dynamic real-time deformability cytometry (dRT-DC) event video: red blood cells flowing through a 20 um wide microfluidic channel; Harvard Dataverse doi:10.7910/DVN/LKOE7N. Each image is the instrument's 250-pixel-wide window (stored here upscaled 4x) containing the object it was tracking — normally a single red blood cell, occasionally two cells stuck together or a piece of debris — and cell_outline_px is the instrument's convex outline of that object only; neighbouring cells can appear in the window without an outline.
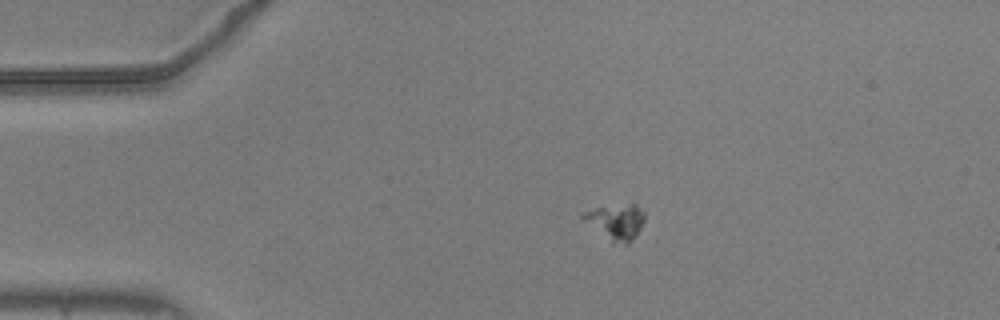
{"species": "common noctule bat (a hibernating species)", "species_latin": "Nyctalus noctula", "temperature_condition": "warm", "stored_images_in_passage": 46, "camera_frame_rate_fps": 3000, "um_per_image_px": 0.085, "animal": {"sex": "male", "body_mass_g": 20.5, "forearm_length_mm": 52.5}, "frame": {"image": 1, "passage_image": 1, "time_ms": 0.0, "image_size_px": [1000, 320], "cell_outline_px": [[644, 220], [636, 236], [628, 244], [612, 244], [580, 220], [580, 216], [584, 212], [596, 208], [632, 200], [644, 212]], "centroid_in_image_um": [52.33, 18.84], "position_along_channel_um": 32.7, "area_um2": 13.58}}
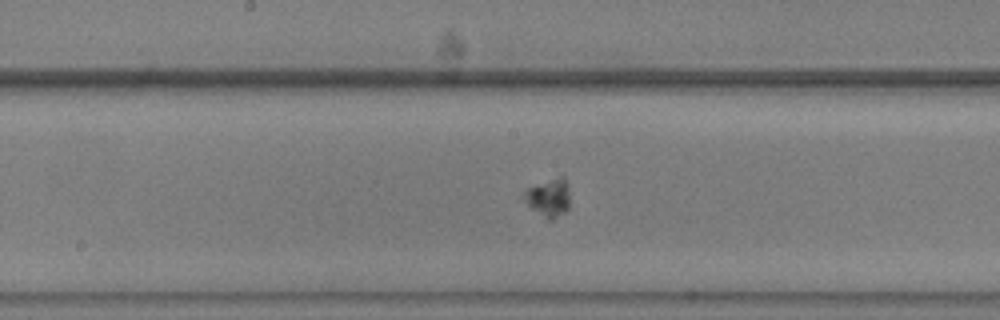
{"frame": {"image": 2, "passage_image": 19, "time_ms": 6.0, "image_size_px": [1000, 320], "cell_outline_px": [[568, 208], [564, 212], [552, 220], [548, 220], [528, 208], [520, 196], [528, 188], [560, 176], [564, 176], [568, 184]], "centroid_in_image_um": [46.58, 16.83], "position_along_channel_um": 201.6, "area_um2": 10.29}}
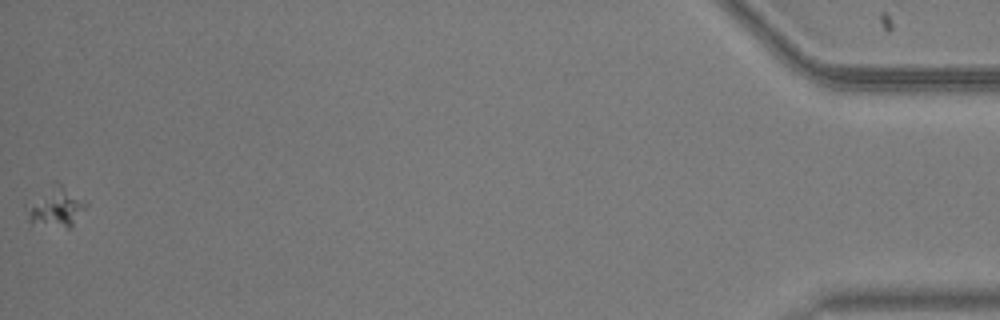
{"frame": {"image": 3, "passage_image": 46, "time_ms": 15.0, "image_size_px": [1000, 320], "cell_outline_px": [[88, 204], [72, 224], [68, 228], [28, 228], [28, 212], [56, 180]], "centroid_in_image_um": [4.76, 17.73], "position_along_channel_um": 430.4, "area_um2": 13.12}}